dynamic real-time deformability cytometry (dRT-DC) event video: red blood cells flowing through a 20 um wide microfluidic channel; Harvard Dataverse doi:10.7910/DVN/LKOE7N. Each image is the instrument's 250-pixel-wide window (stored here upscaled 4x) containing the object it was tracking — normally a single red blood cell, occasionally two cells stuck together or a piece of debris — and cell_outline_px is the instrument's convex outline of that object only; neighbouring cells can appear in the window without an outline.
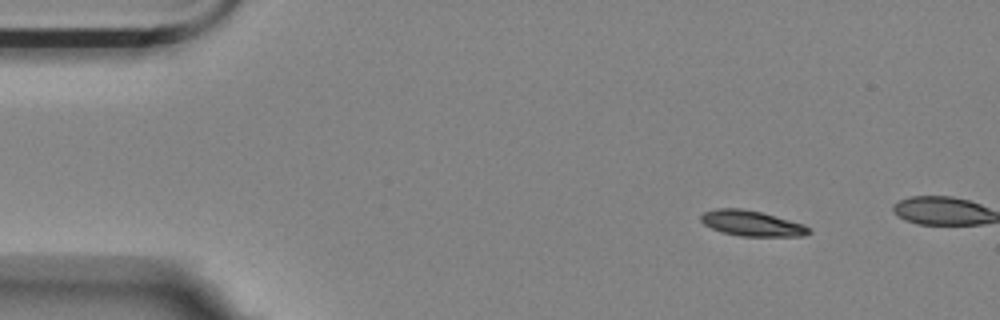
{"species": "Egyptian fruit bat (a non-hibernating species)", "species_latin": "Rousettus aegyptiacus", "temperature_condition": "room temperature", "stored_images_in_passage": 3, "camera_frame_rate_fps": 3000, "um_per_image_px": 0.085, "animal": {"sex": "female"}, "frame": {"image": 1, "passage_image": 1, "time_ms": 0.0, "image_size_px": [1000, 320], "cell_outline_px": [[812, 232], [804, 236], [740, 236], [720, 232], [704, 224], [700, 220], [700, 216], [704, 212], [716, 208], [740, 208], [760, 212], [804, 224], [812, 228]], "centroid_in_image_um": [63.91, 18.99], "position_along_channel_um": 21.1, "area_um2": 16.07}}